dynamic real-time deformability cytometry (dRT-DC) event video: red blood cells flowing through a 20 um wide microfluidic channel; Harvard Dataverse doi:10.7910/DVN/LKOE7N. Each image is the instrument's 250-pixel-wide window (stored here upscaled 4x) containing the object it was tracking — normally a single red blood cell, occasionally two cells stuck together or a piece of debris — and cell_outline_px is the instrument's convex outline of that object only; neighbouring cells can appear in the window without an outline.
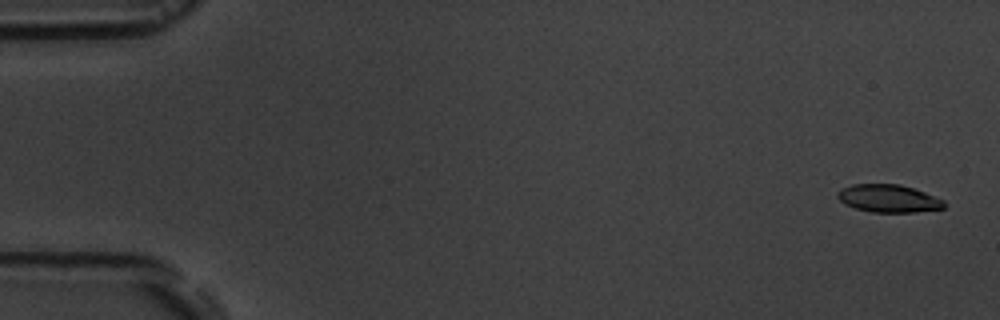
{"species": "common noctule bat (a hibernating species)", "species_latin": "Nyctalus noctula", "temperature_condition": "room temperature", "stored_images_in_passage": 6, "camera_frame_rate_fps": 3000, "um_per_image_px": 0.085, "animal": {"sex": "male", "body_mass_g": 19.5, "forearm_length_mm": 54.6}, "frame": {"image": 1, "passage_image": 1, "time_ms": 0.0, "image_size_px": [1000, 320], "cell_outline_px": [[948, 204], [944, 208], [916, 212], [872, 212], [856, 208], [844, 204], [836, 196], [844, 188], [852, 184], [900, 184], [924, 192], [944, 200]], "centroid_in_image_um": [75.57, 16.87], "position_along_channel_um": 9.4, "area_um2": 17.11}}
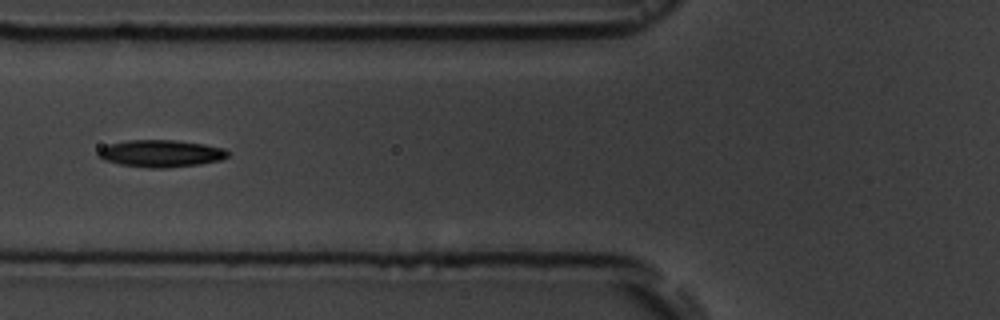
{"frame": {"image": 2, "passage_image": 6, "time_ms": 6.667, "image_size_px": [1000, 320], "cell_outline_px": [[228, 156], [220, 160], [200, 164], [164, 168], [148, 168], [120, 164], [104, 160], [96, 156], [96, 152], [100, 148], [108, 144], [128, 140], [176, 140], [204, 144], [224, 148], [228, 152]], "centroid_in_image_um": [13.63, 13.04], "position_along_channel_um": 112.2, "area_um2": 20.58}}